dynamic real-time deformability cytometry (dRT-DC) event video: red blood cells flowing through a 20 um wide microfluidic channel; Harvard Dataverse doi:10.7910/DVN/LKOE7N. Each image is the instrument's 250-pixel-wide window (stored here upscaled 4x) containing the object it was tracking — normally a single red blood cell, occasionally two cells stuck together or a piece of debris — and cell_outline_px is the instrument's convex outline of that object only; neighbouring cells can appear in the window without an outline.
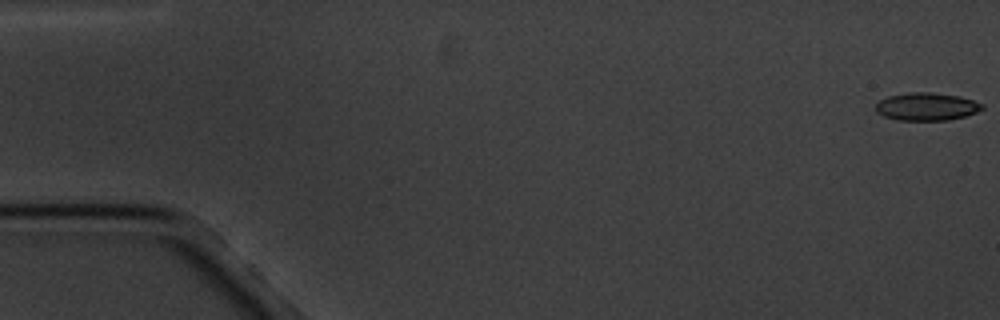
{"species": "common noctule bat (a hibernating species)", "species_latin": "Nyctalus noctula", "temperature_condition": "cold", "stored_images_in_passage": 7, "camera_frame_rate_fps": 3000, "um_per_image_px": 0.085, "animal": {"sex": "male", "body_mass_g": 20.1, "forearm_length_mm": 53.5}, "frame": {"image": 1, "passage_image": 1, "time_ms": 0.0, "image_size_px": [1000, 320], "cell_outline_px": [[984, 108], [976, 112], [964, 116], [948, 120], [896, 120], [884, 116], [876, 112], [876, 104], [880, 100], [888, 96], [908, 92], [928, 92], [960, 96], [984, 104]], "centroid_in_image_um": [78.75, 9.06], "position_along_channel_um": 6.2, "area_um2": 17.22}}
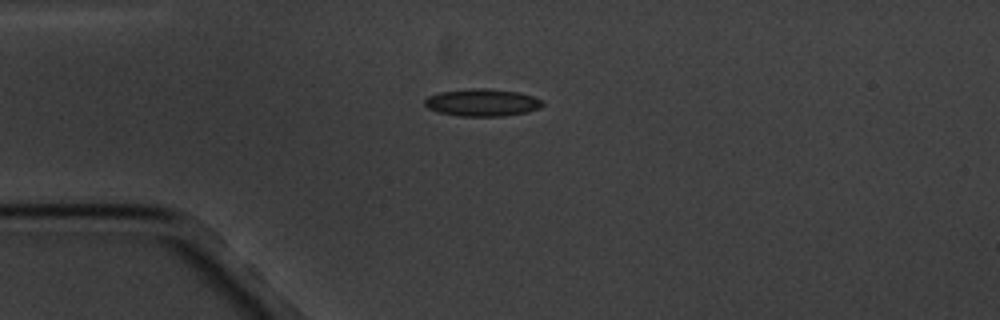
{"frame": {"image": 2, "passage_image": 5, "time_ms": 4.667, "image_size_px": [1000, 320], "cell_outline_px": [[544, 104], [540, 108], [528, 112], [504, 116], [460, 116], [436, 112], [428, 108], [424, 104], [424, 100], [428, 96], [440, 92], [472, 88], [484, 88], [516, 92], [532, 96], [544, 100]], "centroid_in_image_um": [40.99, 8.72], "position_along_channel_um": 44.0, "area_um2": 18.84}}
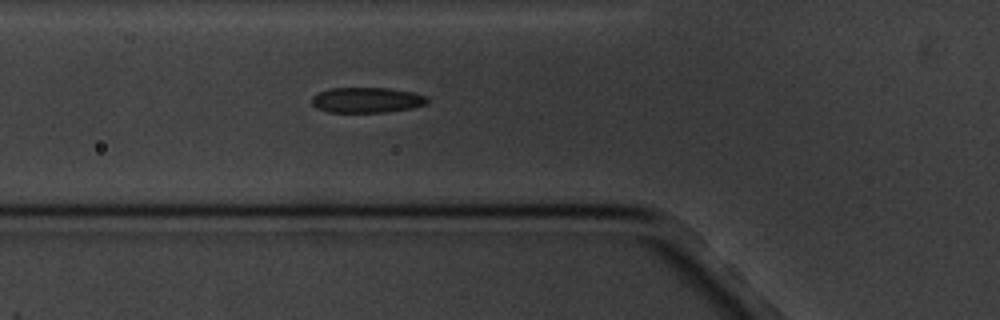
{"frame": {"image": 3, "passage_image": 7, "time_ms": 6.667, "image_size_px": [1000, 320], "cell_outline_px": [[428, 104], [412, 108], [388, 112], [328, 112], [316, 108], [312, 104], [312, 96], [316, 92], [328, 88], [388, 88], [412, 92], [428, 96]], "centroid_in_image_um": [31.17, 8.5], "position_along_channel_um": 94.6, "area_um2": 17.34}}